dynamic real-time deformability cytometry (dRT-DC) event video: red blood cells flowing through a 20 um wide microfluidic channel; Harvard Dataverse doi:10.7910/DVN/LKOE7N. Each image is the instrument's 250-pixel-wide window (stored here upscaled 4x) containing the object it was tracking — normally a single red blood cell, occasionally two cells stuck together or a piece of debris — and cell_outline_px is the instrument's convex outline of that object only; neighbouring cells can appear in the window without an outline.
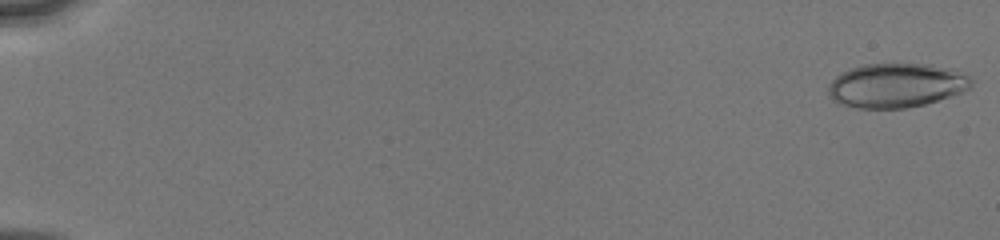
{"species": "human", "species_latin": "Homo sapiens", "temperature_condition": "cold", "stored_images_in_passage": 33, "camera_frame_rate_fps": 3000, "um_per_image_px": 0.085, "donor": {"sex": "male"}, "frame": {"image": 1, "passage_image": 1, "time_ms": 0.0, "image_size_px": [1000, 240], "cell_outline_px": [[972, 84], [964, 92], [952, 96], [924, 104], [908, 108], [856, 108], [840, 104], [832, 100], [828, 96], [828, 88], [832, 80], [840, 72], [864, 64], [932, 64], [948, 68], [972, 76]], "centroid_in_image_um": [76.18, 7.26], "position_along_channel_um": 8.8, "area_um2": 37.11}}
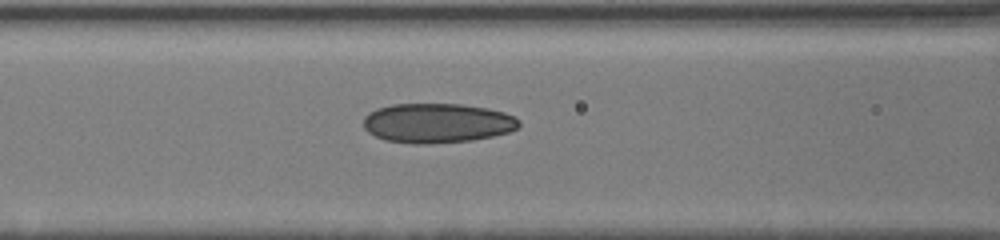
{"frame": {"image": 2, "passage_image": 23, "time_ms": 7.667, "image_size_px": [1000, 240], "cell_outline_px": [[520, 124], [516, 128], [508, 132], [492, 136], [472, 140], [432, 144], [412, 144], [384, 140], [368, 132], [364, 128], [364, 116], [368, 112], [376, 108], [392, 104], [460, 104], [488, 108], [504, 112], [520, 120]], "centroid_in_image_um": [37.13, 10.46], "position_along_channel_um": 129.5, "area_um2": 36.07}}
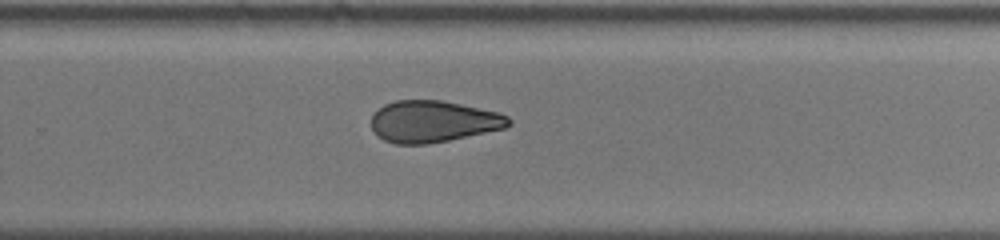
{"frame": {"image": 3, "passage_image": 33, "time_ms": 11.667, "image_size_px": [1000, 240], "cell_outline_px": [[512, 124], [504, 128], [448, 140], [428, 144], [396, 144], [384, 140], [372, 128], [372, 116], [384, 104], [396, 100], [440, 100], [500, 112], [508, 116], [512, 120]], "centroid_in_image_um": [36.85, 10.32], "position_along_channel_um": 293.0, "area_um2": 33.12}}